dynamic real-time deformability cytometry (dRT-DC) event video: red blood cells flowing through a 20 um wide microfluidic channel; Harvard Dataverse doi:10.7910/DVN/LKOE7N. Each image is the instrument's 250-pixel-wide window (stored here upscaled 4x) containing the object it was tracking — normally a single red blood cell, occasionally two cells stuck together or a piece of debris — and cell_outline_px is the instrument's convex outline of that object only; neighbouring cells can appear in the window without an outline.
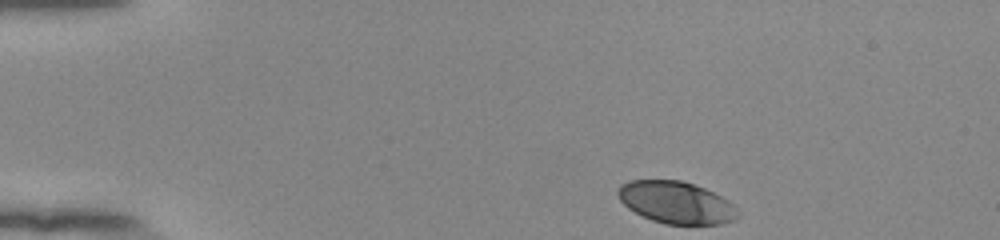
{"species": "human", "species_latin": "Homo sapiens", "temperature_condition": "room temperature", "stored_images_in_passage": 46, "camera_frame_rate_fps": 3000, "um_per_image_px": 0.085, "donor": {"sex": "female"}, "frame": {"image": 1, "passage_image": 1, "time_ms": 0.0, "image_size_px": [1000, 240], "cell_outline_px": [[740, 216], [736, 220], [720, 224], [664, 224], [652, 220], [628, 208], [620, 200], [616, 192], [620, 184], [628, 180], [680, 180], [704, 188], [728, 200], [740, 212]], "centroid_in_image_um": [57.48, 17.21], "position_along_channel_um": 27.5, "area_um2": 29.42}}
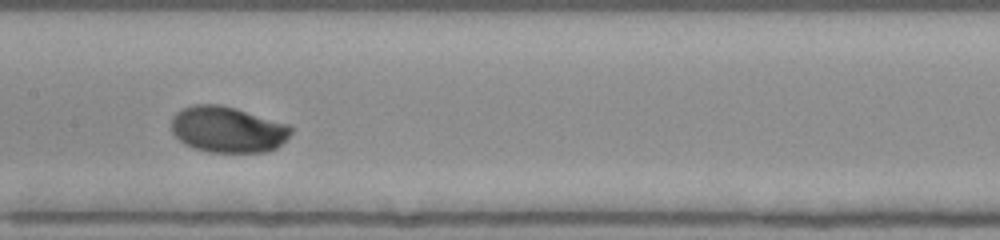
{"frame": {"image": 2, "passage_image": 20, "time_ms": 6.333, "image_size_px": [1000, 240], "cell_outline_px": [[292, 132], [276, 148], [264, 152], [208, 152], [192, 148], [184, 144], [172, 132], [172, 116], [176, 112], [192, 104], [220, 104], [236, 108], [292, 124]], "centroid_in_image_um": [19.36, 10.99], "position_along_channel_um": 188.0, "area_um2": 32.43}}
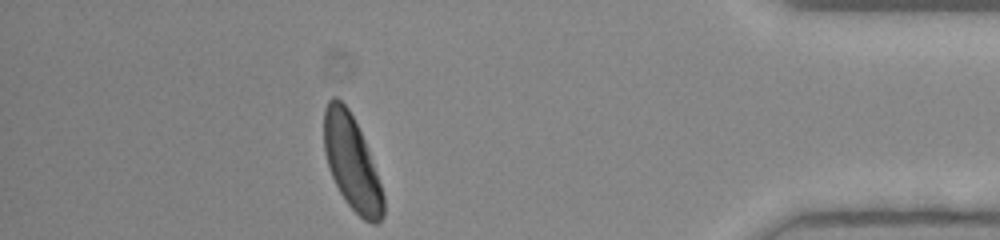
{"frame": {"image": 3, "passage_image": 40, "time_ms": 13.0, "image_size_px": [1000, 240], "cell_outline_px": [[384, 216], [376, 224], [372, 224], [364, 220], [344, 200], [328, 168], [324, 152], [324, 108], [328, 100], [332, 96], [336, 96], [348, 108], [364, 140], [376, 172], [384, 196]], "centroid_in_image_um": [29.88, 13.83], "position_along_channel_um": 405.3, "area_um2": 32.31}, "authors_computed_cell_mechanics": {"area_um2": 31.5877, "velocity_mm_per_s": 3.854, "shape_relaxation_time_tau1_ms": 1.7928, "shape_relaxation_time_tau2_ms": null, "deformation_change_tau1": 0.118, "deformation_change_tau2": null}}